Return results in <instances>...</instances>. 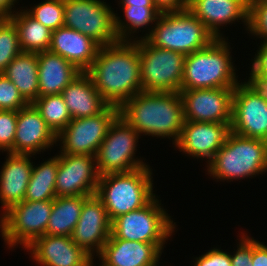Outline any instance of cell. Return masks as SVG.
Here are the masks:
<instances>
[{
	"label": "cell",
	"mask_w": 267,
	"mask_h": 266,
	"mask_svg": "<svg viewBox=\"0 0 267 266\" xmlns=\"http://www.w3.org/2000/svg\"><path fill=\"white\" fill-rule=\"evenodd\" d=\"M18 0H0V18H10L14 15L15 10L12 8L15 6Z\"/></svg>",
	"instance_id": "7bdbcfd3"
},
{
	"label": "cell",
	"mask_w": 267,
	"mask_h": 266,
	"mask_svg": "<svg viewBox=\"0 0 267 266\" xmlns=\"http://www.w3.org/2000/svg\"><path fill=\"white\" fill-rule=\"evenodd\" d=\"M134 39L101 46L86 71L96 90L109 105L120 107L142 92L139 39Z\"/></svg>",
	"instance_id": "6da1fadb"
},
{
	"label": "cell",
	"mask_w": 267,
	"mask_h": 266,
	"mask_svg": "<svg viewBox=\"0 0 267 266\" xmlns=\"http://www.w3.org/2000/svg\"><path fill=\"white\" fill-rule=\"evenodd\" d=\"M3 74L14 83L28 103H33L39 97L38 53H20Z\"/></svg>",
	"instance_id": "484cf974"
},
{
	"label": "cell",
	"mask_w": 267,
	"mask_h": 266,
	"mask_svg": "<svg viewBox=\"0 0 267 266\" xmlns=\"http://www.w3.org/2000/svg\"><path fill=\"white\" fill-rule=\"evenodd\" d=\"M248 31L267 41V0H249Z\"/></svg>",
	"instance_id": "836d02e7"
},
{
	"label": "cell",
	"mask_w": 267,
	"mask_h": 266,
	"mask_svg": "<svg viewBox=\"0 0 267 266\" xmlns=\"http://www.w3.org/2000/svg\"><path fill=\"white\" fill-rule=\"evenodd\" d=\"M118 115L119 107L108 105L95 116L72 119L57 135V141L62 145L60 152L96 156L108 128Z\"/></svg>",
	"instance_id": "7c38bea8"
},
{
	"label": "cell",
	"mask_w": 267,
	"mask_h": 266,
	"mask_svg": "<svg viewBox=\"0 0 267 266\" xmlns=\"http://www.w3.org/2000/svg\"><path fill=\"white\" fill-rule=\"evenodd\" d=\"M206 167L210 177L230 182L267 172V141L231 131Z\"/></svg>",
	"instance_id": "5b68a950"
},
{
	"label": "cell",
	"mask_w": 267,
	"mask_h": 266,
	"mask_svg": "<svg viewBox=\"0 0 267 266\" xmlns=\"http://www.w3.org/2000/svg\"><path fill=\"white\" fill-rule=\"evenodd\" d=\"M188 6L194 1V0H183Z\"/></svg>",
	"instance_id": "bcb514c9"
},
{
	"label": "cell",
	"mask_w": 267,
	"mask_h": 266,
	"mask_svg": "<svg viewBox=\"0 0 267 266\" xmlns=\"http://www.w3.org/2000/svg\"><path fill=\"white\" fill-rule=\"evenodd\" d=\"M230 46L225 38L185 56L181 89L235 88L236 78Z\"/></svg>",
	"instance_id": "277c9868"
},
{
	"label": "cell",
	"mask_w": 267,
	"mask_h": 266,
	"mask_svg": "<svg viewBox=\"0 0 267 266\" xmlns=\"http://www.w3.org/2000/svg\"><path fill=\"white\" fill-rule=\"evenodd\" d=\"M165 243H143L109 237L98 255L100 266H159Z\"/></svg>",
	"instance_id": "ffe728a7"
},
{
	"label": "cell",
	"mask_w": 267,
	"mask_h": 266,
	"mask_svg": "<svg viewBox=\"0 0 267 266\" xmlns=\"http://www.w3.org/2000/svg\"><path fill=\"white\" fill-rule=\"evenodd\" d=\"M0 171V203L3 213L11 206L24 201L28 182L31 177L33 155L11 154Z\"/></svg>",
	"instance_id": "603a6c76"
},
{
	"label": "cell",
	"mask_w": 267,
	"mask_h": 266,
	"mask_svg": "<svg viewBox=\"0 0 267 266\" xmlns=\"http://www.w3.org/2000/svg\"><path fill=\"white\" fill-rule=\"evenodd\" d=\"M26 249L41 266H93V258L70 236L45 234Z\"/></svg>",
	"instance_id": "d6986e66"
},
{
	"label": "cell",
	"mask_w": 267,
	"mask_h": 266,
	"mask_svg": "<svg viewBox=\"0 0 267 266\" xmlns=\"http://www.w3.org/2000/svg\"><path fill=\"white\" fill-rule=\"evenodd\" d=\"M252 71L260 75L263 79L267 81V70H252Z\"/></svg>",
	"instance_id": "f6af8a7d"
},
{
	"label": "cell",
	"mask_w": 267,
	"mask_h": 266,
	"mask_svg": "<svg viewBox=\"0 0 267 266\" xmlns=\"http://www.w3.org/2000/svg\"><path fill=\"white\" fill-rule=\"evenodd\" d=\"M188 10L216 38L222 37L220 26L241 20L249 28V0H194Z\"/></svg>",
	"instance_id": "44dd1931"
},
{
	"label": "cell",
	"mask_w": 267,
	"mask_h": 266,
	"mask_svg": "<svg viewBox=\"0 0 267 266\" xmlns=\"http://www.w3.org/2000/svg\"><path fill=\"white\" fill-rule=\"evenodd\" d=\"M111 223L102 201L96 195L89 196L71 238L94 259V253L100 254L111 235Z\"/></svg>",
	"instance_id": "2e32d148"
},
{
	"label": "cell",
	"mask_w": 267,
	"mask_h": 266,
	"mask_svg": "<svg viewBox=\"0 0 267 266\" xmlns=\"http://www.w3.org/2000/svg\"><path fill=\"white\" fill-rule=\"evenodd\" d=\"M56 142L57 135L32 103L17 111V126L11 154L35 155L49 147L51 149Z\"/></svg>",
	"instance_id": "ac0fdd59"
},
{
	"label": "cell",
	"mask_w": 267,
	"mask_h": 266,
	"mask_svg": "<svg viewBox=\"0 0 267 266\" xmlns=\"http://www.w3.org/2000/svg\"><path fill=\"white\" fill-rule=\"evenodd\" d=\"M119 115L140 136L171 137L174 145L184 124L180 92H139L119 107Z\"/></svg>",
	"instance_id": "7a4b0ae2"
},
{
	"label": "cell",
	"mask_w": 267,
	"mask_h": 266,
	"mask_svg": "<svg viewBox=\"0 0 267 266\" xmlns=\"http://www.w3.org/2000/svg\"><path fill=\"white\" fill-rule=\"evenodd\" d=\"M230 125L238 135L267 141V102L245 82L234 88Z\"/></svg>",
	"instance_id": "9a60e30c"
},
{
	"label": "cell",
	"mask_w": 267,
	"mask_h": 266,
	"mask_svg": "<svg viewBox=\"0 0 267 266\" xmlns=\"http://www.w3.org/2000/svg\"><path fill=\"white\" fill-rule=\"evenodd\" d=\"M239 246L234 255L230 254L232 266H253L252 251H253V237L250 238L247 234L242 233L239 240Z\"/></svg>",
	"instance_id": "8d00e7d4"
},
{
	"label": "cell",
	"mask_w": 267,
	"mask_h": 266,
	"mask_svg": "<svg viewBox=\"0 0 267 266\" xmlns=\"http://www.w3.org/2000/svg\"><path fill=\"white\" fill-rule=\"evenodd\" d=\"M17 126V111L0 110V150L10 153L13 150Z\"/></svg>",
	"instance_id": "d590c367"
},
{
	"label": "cell",
	"mask_w": 267,
	"mask_h": 266,
	"mask_svg": "<svg viewBox=\"0 0 267 266\" xmlns=\"http://www.w3.org/2000/svg\"><path fill=\"white\" fill-rule=\"evenodd\" d=\"M22 52L16 26L9 18H0V74Z\"/></svg>",
	"instance_id": "1f68e13d"
},
{
	"label": "cell",
	"mask_w": 267,
	"mask_h": 266,
	"mask_svg": "<svg viewBox=\"0 0 267 266\" xmlns=\"http://www.w3.org/2000/svg\"><path fill=\"white\" fill-rule=\"evenodd\" d=\"M98 181L96 156L59 153L56 197L95 195Z\"/></svg>",
	"instance_id": "4fadbf2b"
},
{
	"label": "cell",
	"mask_w": 267,
	"mask_h": 266,
	"mask_svg": "<svg viewBox=\"0 0 267 266\" xmlns=\"http://www.w3.org/2000/svg\"><path fill=\"white\" fill-rule=\"evenodd\" d=\"M32 104L56 135L72 120L61 94L38 97Z\"/></svg>",
	"instance_id": "4dcf8cb0"
},
{
	"label": "cell",
	"mask_w": 267,
	"mask_h": 266,
	"mask_svg": "<svg viewBox=\"0 0 267 266\" xmlns=\"http://www.w3.org/2000/svg\"><path fill=\"white\" fill-rule=\"evenodd\" d=\"M253 266H267V246L253 238Z\"/></svg>",
	"instance_id": "60d3db41"
},
{
	"label": "cell",
	"mask_w": 267,
	"mask_h": 266,
	"mask_svg": "<svg viewBox=\"0 0 267 266\" xmlns=\"http://www.w3.org/2000/svg\"><path fill=\"white\" fill-rule=\"evenodd\" d=\"M151 175L150 167L145 166L131 172L99 176L95 195L102 201L111 221L146 206L156 197Z\"/></svg>",
	"instance_id": "3957f363"
},
{
	"label": "cell",
	"mask_w": 267,
	"mask_h": 266,
	"mask_svg": "<svg viewBox=\"0 0 267 266\" xmlns=\"http://www.w3.org/2000/svg\"><path fill=\"white\" fill-rule=\"evenodd\" d=\"M261 43L253 59L251 70H267V41H261Z\"/></svg>",
	"instance_id": "b9f144b4"
},
{
	"label": "cell",
	"mask_w": 267,
	"mask_h": 266,
	"mask_svg": "<svg viewBox=\"0 0 267 266\" xmlns=\"http://www.w3.org/2000/svg\"><path fill=\"white\" fill-rule=\"evenodd\" d=\"M231 123L184 121L175 146L194 158H206L208 163L224 145L231 132Z\"/></svg>",
	"instance_id": "e0dca14e"
},
{
	"label": "cell",
	"mask_w": 267,
	"mask_h": 266,
	"mask_svg": "<svg viewBox=\"0 0 267 266\" xmlns=\"http://www.w3.org/2000/svg\"><path fill=\"white\" fill-rule=\"evenodd\" d=\"M80 71L62 56L46 50L38 53L39 97L61 94Z\"/></svg>",
	"instance_id": "d4e9b609"
},
{
	"label": "cell",
	"mask_w": 267,
	"mask_h": 266,
	"mask_svg": "<svg viewBox=\"0 0 267 266\" xmlns=\"http://www.w3.org/2000/svg\"><path fill=\"white\" fill-rule=\"evenodd\" d=\"M156 24V25H155ZM154 27L139 39L185 56L207 47L215 37L188 9L161 13Z\"/></svg>",
	"instance_id": "8992f818"
},
{
	"label": "cell",
	"mask_w": 267,
	"mask_h": 266,
	"mask_svg": "<svg viewBox=\"0 0 267 266\" xmlns=\"http://www.w3.org/2000/svg\"><path fill=\"white\" fill-rule=\"evenodd\" d=\"M125 14V20L120 19L114 13V27L119 41H134V36H129L139 30L141 27L151 26L155 23L161 12L155 6L144 5H120ZM134 30V31H133ZM130 33V34H129ZM130 37V38H129ZM129 39V40H128Z\"/></svg>",
	"instance_id": "f546056e"
},
{
	"label": "cell",
	"mask_w": 267,
	"mask_h": 266,
	"mask_svg": "<svg viewBox=\"0 0 267 266\" xmlns=\"http://www.w3.org/2000/svg\"><path fill=\"white\" fill-rule=\"evenodd\" d=\"M53 200L22 201L11 206L0 216V233L6 245L26 248L46 234Z\"/></svg>",
	"instance_id": "30bf717a"
},
{
	"label": "cell",
	"mask_w": 267,
	"mask_h": 266,
	"mask_svg": "<svg viewBox=\"0 0 267 266\" xmlns=\"http://www.w3.org/2000/svg\"><path fill=\"white\" fill-rule=\"evenodd\" d=\"M142 91L180 92L185 55L139 40Z\"/></svg>",
	"instance_id": "ba28073f"
},
{
	"label": "cell",
	"mask_w": 267,
	"mask_h": 266,
	"mask_svg": "<svg viewBox=\"0 0 267 266\" xmlns=\"http://www.w3.org/2000/svg\"><path fill=\"white\" fill-rule=\"evenodd\" d=\"M250 77L245 82L260 98L267 102V81L260 75L250 72Z\"/></svg>",
	"instance_id": "f35d334b"
},
{
	"label": "cell",
	"mask_w": 267,
	"mask_h": 266,
	"mask_svg": "<svg viewBox=\"0 0 267 266\" xmlns=\"http://www.w3.org/2000/svg\"><path fill=\"white\" fill-rule=\"evenodd\" d=\"M153 3L161 13L188 9V5L183 0H153Z\"/></svg>",
	"instance_id": "ab89813d"
},
{
	"label": "cell",
	"mask_w": 267,
	"mask_h": 266,
	"mask_svg": "<svg viewBox=\"0 0 267 266\" xmlns=\"http://www.w3.org/2000/svg\"><path fill=\"white\" fill-rule=\"evenodd\" d=\"M101 46L81 32L60 27L51 33L49 50L86 72L94 62Z\"/></svg>",
	"instance_id": "7402d4cb"
},
{
	"label": "cell",
	"mask_w": 267,
	"mask_h": 266,
	"mask_svg": "<svg viewBox=\"0 0 267 266\" xmlns=\"http://www.w3.org/2000/svg\"><path fill=\"white\" fill-rule=\"evenodd\" d=\"M139 136L137 131L118 115L108 128L106 137L96 154L99 176L126 173L149 166L134 157Z\"/></svg>",
	"instance_id": "9c48e42d"
},
{
	"label": "cell",
	"mask_w": 267,
	"mask_h": 266,
	"mask_svg": "<svg viewBox=\"0 0 267 266\" xmlns=\"http://www.w3.org/2000/svg\"><path fill=\"white\" fill-rule=\"evenodd\" d=\"M64 27L81 32L100 46L119 42L114 11L104 0H64Z\"/></svg>",
	"instance_id": "8fae6325"
},
{
	"label": "cell",
	"mask_w": 267,
	"mask_h": 266,
	"mask_svg": "<svg viewBox=\"0 0 267 266\" xmlns=\"http://www.w3.org/2000/svg\"><path fill=\"white\" fill-rule=\"evenodd\" d=\"M61 95L72 119L95 116L109 105L86 72H82L69 83Z\"/></svg>",
	"instance_id": "cb8c5ba5"
},
{
	"label": "cell",
	"mask_w": 267,
	"mask_h": 266,
	"mask_svg": "<svg viewBox=\"0 0 267 266\" xmlns=\"http://www.w3.org/2000/svg\"><path fill=\"white\" fill-rule=\"evenodd\" d=\"M9 19L17 28L23 52L39 53L49 50L52 31L34 19L25 9L16 11Z\"/></svg>",
	"instance_id": "83f0119b"
},
{
	"label": "cell",
	"mask_w": 267,
	"mask_h": 266,
	"mask_svg": "<svg viewBox=\"0 0 267 266\" xmlns=\"http://www.w3.org/2000/svg\"><path fill=\"white\" fill-rule=\"evenodd\" d=\"M88 197L62 196L54 198L46 234L71 237L79 220L83 202Z\"/></svg>",
	"instance_id": "4316f807"
},
{
	"label": "cell",
	"mask_w": 267,
	"mask_h": 266,
	"mask_svg": "<svg viewBox=\"0 0 267 266\" xmlns=\"http://www.w3.org/2000/svg\"><path fill=\"white\" fill-rule=\"evenodd\" d=\"M58 170V155L39 166L33 165L24 201H46L56 198L55 183Z\"/></svg>",
	"instance_id": "f1b7e54d"
},
{
	"label": "cell",
	"mask_w": 267,
	"mask_h": 266,
	"mask_svg": "<svg viewBox=\"0 0 267 266\" xmlns=\"http://www.w3.org/2000/svg\"><path fill=\"white\" fill-rule=\"evenodd\" d=\"M234 88L181 89L184 121L231 123Z\"/></svg>",
	"instance_id": "5bb4252c"
},
{
	"label": "cell",
	"mask_w": 267,
	"mask_h": 266,
	"mask_svg": "<svg viewBox=\"0 0 267 266\" xmlns=\"http://www.w3.org/2000/svg\"><path fill=\"white\" fill-rule=\"evenodd\" d=\"M122 5H144L155 6L153 0H119Z\"/></svg>",
	"instance_id": "ee69618b"
},
{
	"label": "cell",
	"mask_w": 267,
	"mask_h": 266,
	"mask_svg": "<svg viewBox=\"0 0 267 266\" xmlns=\"http://www.w3.org/2000/svg\"><path fill=\"white\" fill-rule=\"evenodd\" d=\"M29 103L4 74H0V110L18 111Z\"/></svg>",
	"instance_id": "e575fe53"
},
{
	"label": "cell",
	"mask_w": 267,
	"mask_h": 266,
	"mask_svg": "<svg viewBox=\"0 0 267 266\" xmlns=\"http://www.w3.org/2000/svg\"><path fill=\"white\" fill-rule=\"evenodd\" d=\"M26 11L51 31L64 26V0H45Z\"/></svg>",
	"instance_id": "d6a6232c"
},
{
	"label": "cell",
	"mask_w": 267,
	"mask_h": 266,
	"mask_svg": "<svg viewBox=\"0 0 267 266\" xmlns=\"http://www.w3.org/2000/svg\"><path fill=\"white\" fill-rule=\"evenodd\" d=\"M156 198L140 209L113 219L110 237L143 243H165L174 233L176 224Z\"/></svg>",
	"instance_id": "52a82bcc"
},
{
	"label": "cell",
	"mask_w": 267,
	"mask_h": 266,
	"mask_svg": "<svg viewBox=\"0 0 267 266\" xmlns=\"http://www.w3.org/2000/svg\"><path fill=\"white\" fill-rule=\"evenodd\" d=\"M195 259L194 266H232L230 253L224 252L220 248H213Z\"/></svg>",
	"instance_id": "74e56055"
}]
</instances>
